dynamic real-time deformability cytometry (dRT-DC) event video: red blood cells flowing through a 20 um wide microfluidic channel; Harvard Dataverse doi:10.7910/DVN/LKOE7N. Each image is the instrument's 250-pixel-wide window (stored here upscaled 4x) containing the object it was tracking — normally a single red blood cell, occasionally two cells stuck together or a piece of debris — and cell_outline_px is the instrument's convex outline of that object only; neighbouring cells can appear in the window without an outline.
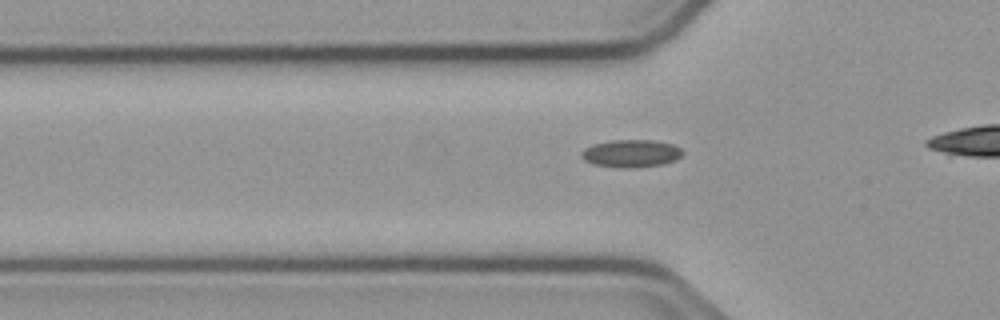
{"species": "common noctule bat (a hibernating species)", "species_latin": "Nyctalus noctula", "temperature_condition": "cold", "stored_images_in_passage": 33, "camera_frame_rate_fps": 3000, "um_per_image_px": 0.085, "animal": {"sex": "male", "body_mass_g": 23.1, "forearm_length_mm": 52.7}, "frame": {"image": 1, "passage_image": 7, "time_ms": 2.0, "image_size_px": [1000, 320], "cell_outline_px": [[684, 152], [676, 160], [664, 164], [632, 168], [624, 168], [592, 164], [584, 160], [580, 156], [580, 152], [584, 148], [592, 144], [612, 140], [656, 140], [672, 144], [680, 148]], "centroid_in_image_um": [53.62, 13.04], "position_along_channel_um": 72.2, "area_um2": 16.47}}
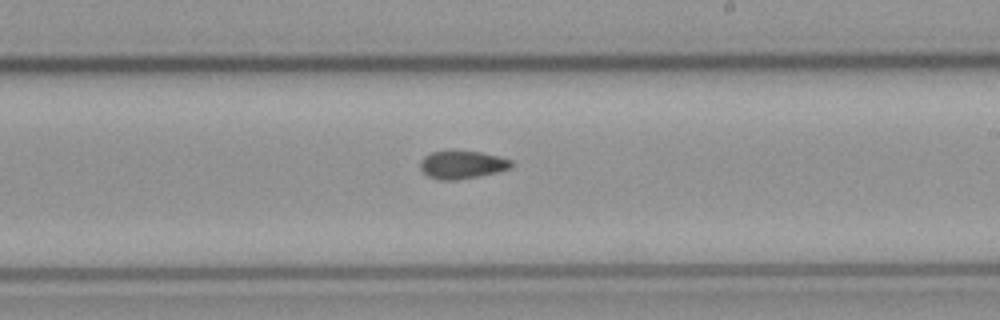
{"frame": {"image": 2, "passage_image": 21, "time_ms": 6.667, "image_size_px": [1000, 320], "cell_outline_px": [[512, 168], [496, 172], [456, 180], [440, 180], [428, 176], [420, 168], [420, 160], [424, 156], [432, 152], [452, 148], [480, 152], [500, 156], [512, 160]], "centroid_in_image_um": [39.26, 13.95], "position_along_channel_um": 249.7, "area_um2": 15.26}}
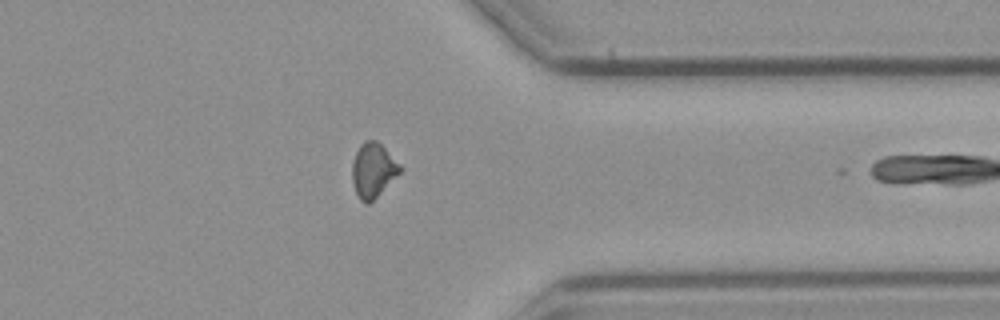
{"frame": {"image": 3, "passage_image": 32, "time_ms": 10.333, "image_size_px": [1000, 320], "cell_outline_px": [[404, 168], [368, 204], [364, 204], [360, 200], [356, 192], [352, 180], [352, 164], [356, 152], [360, 144], [364, 140], [376, 140]], "centroid_in_image_um": [31.7, 14.45], "position_along_channel_um": 379.7, "area_um2": 14.91}}